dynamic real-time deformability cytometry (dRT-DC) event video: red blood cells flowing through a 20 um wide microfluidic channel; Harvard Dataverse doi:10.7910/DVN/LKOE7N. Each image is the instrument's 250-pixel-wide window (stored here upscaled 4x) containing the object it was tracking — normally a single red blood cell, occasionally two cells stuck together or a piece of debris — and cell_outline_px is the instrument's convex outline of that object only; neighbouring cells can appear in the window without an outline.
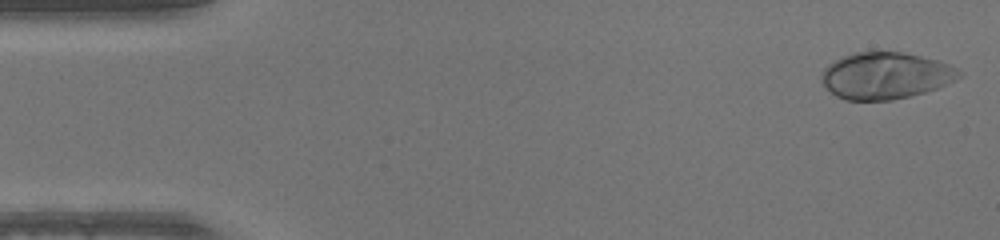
{"species": "human", "species_latin": "Homo sapiens", "temperature_condition": "warm", "stored_images_in_passage": 48, "camera_frame_rate_fps": 3000, "um_per_image_px": 0.085, "donor": {"sex": "male"}, "frame": {"image": 1, "passage_image": 1, "time_ms": 0.0, "image_size_px": [1000, 240], "cell_outline_px": [[964, 72], [956, 80], [936, 88], [924, 92], [892, 100], [844, 100], [836, 96], [820, 80], [820, 76], [824, 68], [828, 64], [844, 56], [856, 52], [904, 52], [940, 60]], "centroid_in_image_um": [75.28, 6.42], "position_along_channel_um": 9.7, "area_um2": 37.4}}
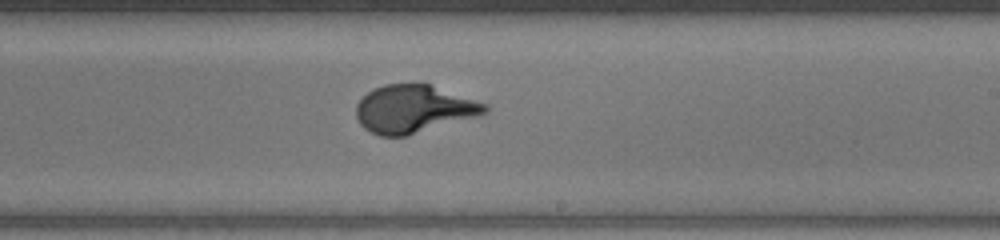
{"frame": {"image": 2, "passage_image": 28, "time_ms": 9.0, "image_size_px": [1000, 240], "cell_outline_px": [[488, 112], [480, 116], [408, 136], [380, 136], [364, 128], [360, 124], [356, 116], [356, 104], [368, 92], [384, 84], [420, 80], [488, 104]], "centroid_in_image_um": [35.21, 9.23], "position_along_channel_um": 253.8, "area_um2": 36.82}}
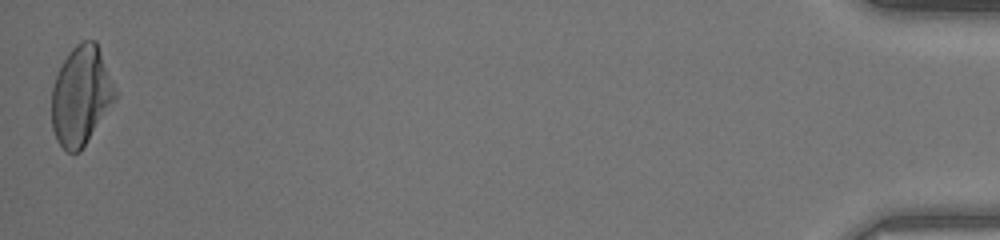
{"frame": {"image": 3, "passage_image": 48, "time_ms": 15.667, "image_size_px": [1000, 240], "cell_outline_px": [[116, 100], [80, 152], [68, 152], [56, 140], [52, 128], [52, 88], [56, 76], [68, 52], [76, 44], [84, 40], [96, 40], [116, 92]], "centroid_in_image_um": [6.88, 8.15], "position_along_channel_um": 428.3, "area_um2": 36.36}}